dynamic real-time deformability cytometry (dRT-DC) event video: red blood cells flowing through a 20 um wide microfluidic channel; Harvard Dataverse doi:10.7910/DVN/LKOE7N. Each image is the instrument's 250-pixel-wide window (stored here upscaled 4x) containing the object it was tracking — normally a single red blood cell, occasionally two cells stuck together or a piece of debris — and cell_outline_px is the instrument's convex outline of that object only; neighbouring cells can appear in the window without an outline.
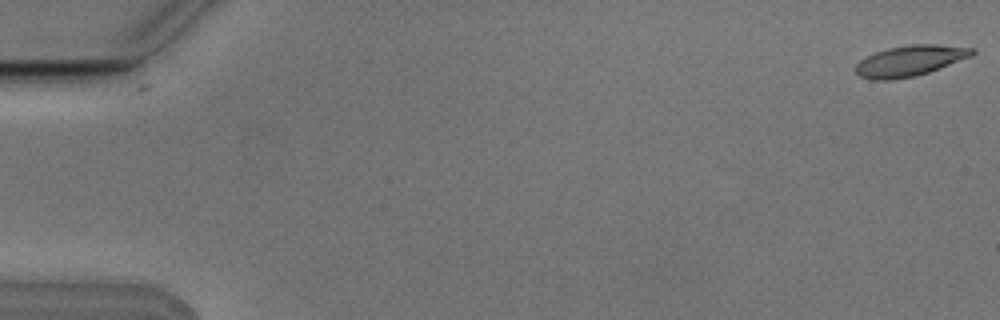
{"species": "Egyptian fruit bat (a non-hibernating species)", "species_latin": "Rousettus aegyptiacus", "temperature_condition": "cold", "stored_images_in_passage": 6, "segment_of_instrument_passage": [1, 2], "camera_frame_rate_fps": 3000, "um_per_image_px": 0.085, "animal": {"sex": "male"}, "frame": {"image": 1, "passage_image": 1, "time_ms": 0.0, "image_size_px": [1000, 320], "cell_outline_px": [[976, 52], [972, 56], [940, 68], [916, 76], [888, 80], [872, 80], [860, 76], [856, 72], [856, 64], [860, 60], [876, 52], [888, 48], [912, 44], [936, 44], [976, 48]], "centroid_in_image_um": [77.38, 5.16], "position_along_channel_um": 7.6, "area_um2": 20.81}}